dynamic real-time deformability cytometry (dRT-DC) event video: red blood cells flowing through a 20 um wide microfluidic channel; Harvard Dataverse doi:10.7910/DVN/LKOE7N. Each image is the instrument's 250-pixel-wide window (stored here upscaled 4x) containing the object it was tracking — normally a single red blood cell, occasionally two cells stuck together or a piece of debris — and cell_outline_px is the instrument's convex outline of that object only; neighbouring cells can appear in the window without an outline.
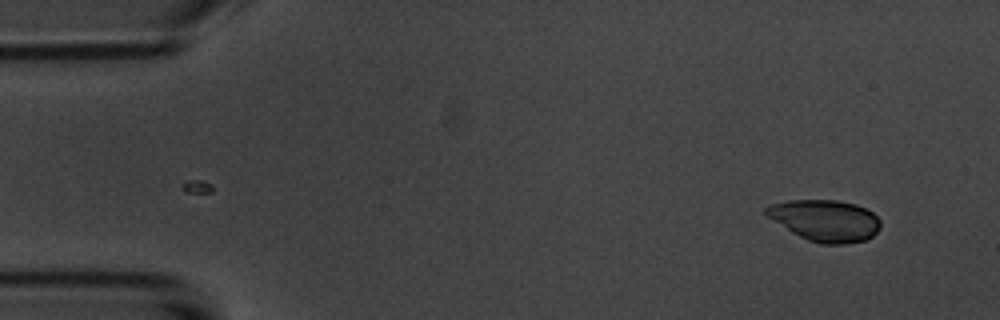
{"species": "common noctule bat (a hibernating species)", "species_latin": "Nyctalus noctula", "temperature_condition": "room temperature", "stored_images_in_passage": 2, "camera_frame_rate_fps": 3000, "um_per_image_px": 0.085, "animal": {"sex": "male", "body_mass_g": 20.1, "forearm_length_mm": 53.5}, "frame": {"image": 1, "passage_image": 2, "time_ms": 2.0, "image_size_px": [1000, 320], "cell_outline_px": [[880, 228], [868, 240], [844, 244], [820, 244], [808, 240], [792, 232], [768, 216], [764, 212], [764, 208], [772, 204], [788, 200], [836, 200], [856, 204], [872, 212], [880, 220]], "centroid_in_image_um": [70.16, 18.74], "position_along_channel_um": 14.8, "area_um2": 27.51}}